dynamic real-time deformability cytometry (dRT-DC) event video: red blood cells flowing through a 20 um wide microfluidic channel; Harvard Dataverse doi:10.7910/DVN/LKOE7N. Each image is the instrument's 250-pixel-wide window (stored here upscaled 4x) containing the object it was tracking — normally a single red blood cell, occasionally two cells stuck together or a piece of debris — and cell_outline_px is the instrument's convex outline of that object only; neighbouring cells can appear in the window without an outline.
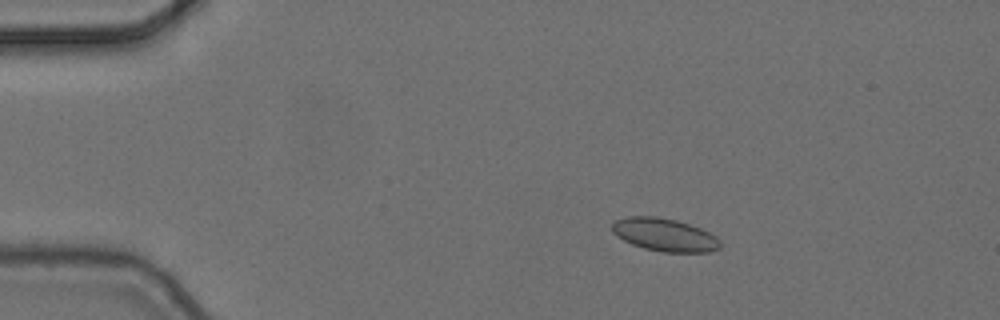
{"species": "common noctule bat (a hibernating species)", "species_latin": "Nyctalus noctula", "temperature_condition": "cold", "stored_images_in_passage": 4, "camera_frame_rate_fps": 3000, "um_per_image_px": 0.085, "animal": {"sex": "female", "body_mass_g": 24.6, "forearm_length_mm": 56.2}, "frame": {"image": 1, "passage_image": 2, "time_ms": 0.333, "image_size_px": [1000, 320], "cell_outline_px": [[720, 248], [708, 252], [660, 252], [644, 248], [632, 244], [616, 236], [612, 232], [612, 224], [616, 220], [628, 216], [656, 216], [676, 220], [700, 228], [716, 236], [720, 240]], "centroid_in_image_um": [56.48, 19.96], "position_along_channel_um": 28.5, "area_um2": 20.75}}